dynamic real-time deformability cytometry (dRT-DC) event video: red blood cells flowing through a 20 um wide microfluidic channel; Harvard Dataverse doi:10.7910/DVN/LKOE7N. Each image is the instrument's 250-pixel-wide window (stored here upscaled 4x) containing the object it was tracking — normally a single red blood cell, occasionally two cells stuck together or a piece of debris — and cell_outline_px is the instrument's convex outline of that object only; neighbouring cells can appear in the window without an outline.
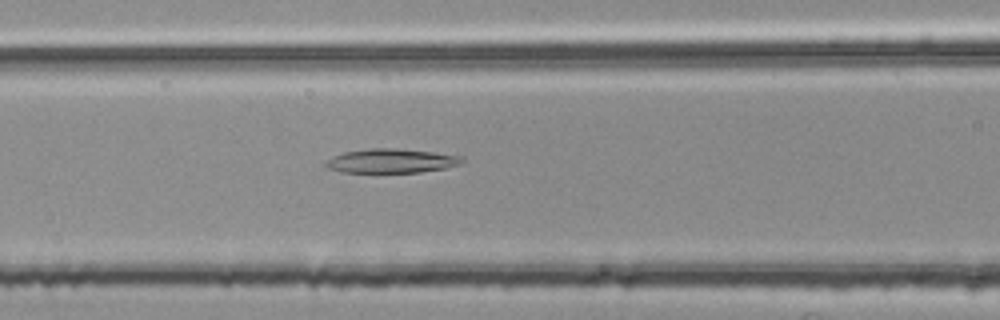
{"species": "common noctule bat (a hibernating species)", "species_latin": "Nyctalus noctula", "temperature_condition": "room temperature", "stored_images_in_passage": 54, "camera_frame_rate_fps": 3000, "um_per_image_px": 0.085, "animal": {"sex": "female", "body_mass_g": 25.1}, "frame": {"image": 1, "passage_image": 23, "time_ms": 7.333, "image_size_px": [1000, 320], "cell_outline_px": [[464, 160], [460, 164], [444, 168], [420, 172], [340, 172], [328, 168], [324, 164], [332, 156], [344, 152], [368, 148], [396, 148], [432, 152], [456, 156]], "centroid_in_image_um": [33.19, 13.67], "position_along_channel_um": 133.4, "area_um2": 18.9}}
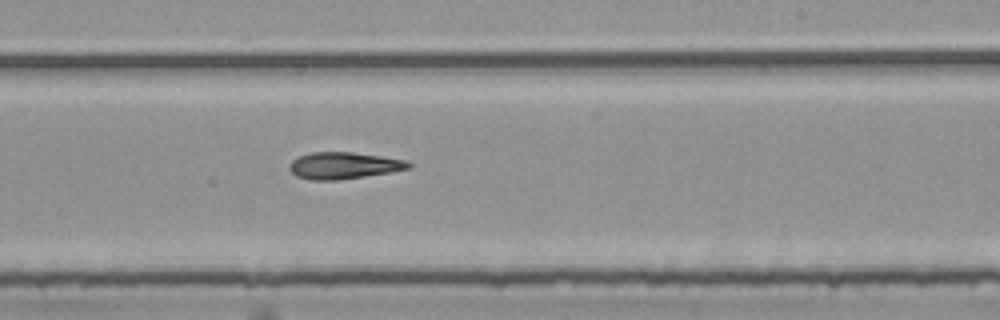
{"frame": {"image": 2, "passage_image": 33, "time_ms": 10.667, "image_size_px": [1000, 320], "cell_outline_px": [[412, 168], [392, 172], [336, 180], [312, 180], [296, 176], [288, 168], [288, 164], [292, 160], [300, 156], [312, 152], [352, 152], [380, 156], [404, 160], [412, 164]], "centroid_in_image_um": [29.21, 14.07], "position_along_channel_um": 259.8, "area_um2": 18.5}}
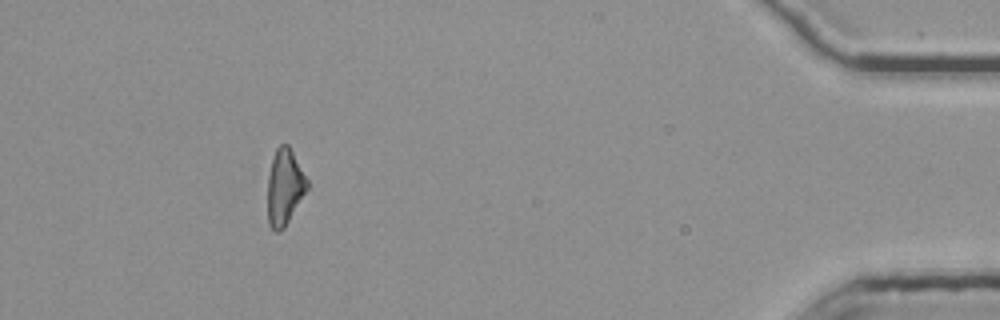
{"frame": {"image": 3, "passage_image": 50, "time_ms": 16.333, "image_size_px": [1000, 320], "cell_outline_px": [[308, 188], [284, 228], [280, 232], [276, 232], [268, 224], [268, 176], [272, 156], [276, 148], [280, 144], [288, 144], [308, 180]], "centroid_in_image_um": [24.18, 15.89], "position_along_channel_um": 411.0, "area_um2": 17.46}}